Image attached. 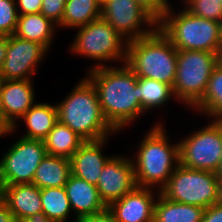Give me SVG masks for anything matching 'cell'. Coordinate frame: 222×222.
Returning <instances> with one entry per match:
<instances>
[{"label":"cell","instance_id":"obj_1","mask_svg":"<svg viewBox=\"0 0 222 222\" xmlns=\"http://www.w3.org/2000/svg\"><path fill=\"white\" fill-rule=\"evenodd\" d=\"M84 75L95 87L102 113L117 133L127 131V135L149 117L138 101L137 76L126 63L94 68Z\"/></svg>","mask_w":222,"mask_h":222},{"label":"cell","instance_id":"obj_2","mask_svg":"<svg viewBox=\"0 0 222 222\" xmlns=\"http://www.w3.org/2000/svg\"><path fill=\"white\" fill-rule=\"evenodd\" d=\"M161 114L156 116L154 123L144 130L145 132L142 131V137L138 136L139 141L135 139L129 147H124L127 152L130 151L137 187L159 191L167 184L179 165V141L176 138L178 136L173 137V133L166 125V120L169 119Z\"/></svg>","mask_w":222,"mask_h":222},{"label":"cell","instance_id":"obj_3","mask_svg":"<svg viewBox=\"0 0 222 222\" xmlns=\"http://www.w3.org/2000/svg\"><path fill=\"white\" fill-rule=\"evenodd\" d=\"M58 121L85 141H98L117 132L105 119L92 82L84 75L61 100H57Z\"/></svg>","mask_w":222,"mask_h":222},{"label":"cell","instance_id":"obj_4","mask_svg":"<svg viewBox=\"0 0 222 222\" xmlns=\"http://www.w3.org/2000/svg\"><path fill=\"white\" fill-rule=\"evenodd\" d=\"M73 31L75 34L66 50L70 56L91 61L84 73L98 67L126 63L128 41L102 17L70 32Z\"/></svg>","mask_w":222,"mask_h":222},{"label":"cell","instance_id":"obj_5","mask_svg":"<svg viewBox=\"0 0 222 222\" xmlns=\"http://www.w3.org/2000/svg\"><path fill=\"white\" fill-rule=\"evenodd\" d=\"M174 3L158 22L172 45L177 50L221 53L219 22L193 15L180 2Z\"/></svg>","mask_w":222,"mask_h":222},{"label":"cell","instance_id":"obj_6","mask_svg":"<svg viewBox=\"0 0 222 222\" xmlns=\"http://www.w3.org/2000/svg\"><path fill=\"white\" fill-rule=\"evenodd\" d=\"M126 64L137 77L154 79L173 88L177 49L157 27L149 35L127 43Z\"/></svg>","mask_w":222,"mask_h":222},{"label":"cell","instance_id":"obj_7","mask_svg":"<svg viewBox=\"0 0 222 222\" xmlns=\"http://www.w3.org/2000/svg\"><path fill=\"white\" fill-rule=\"evenodd\" d=\"M221 53L177 50V69L173 93L179 108L191 110L204 96Z\"/></svg>","mask_w":222,"mask_h":222},{"label":"cell","instance_id":"obj_8","mask_svg":"<svg viewBox=\"0 0 222 222\" xmlns=\"http://www.w3.org/2000/svg\"><path fill=\"white\" fill-rule=\"evenodd\" d=\"M199 119L203 125L200 123L195 128L190 127V132L178 137L179 164L216 173L222 157V120Z\"/></svg>","mask_w":222,"mask_h":222},{"label":"cell","instance_id":"obj_9","mask_svg":"<svg viewBox=\"0 0 222 222\" xmlns=\"http://www.w3.org/2000/svg\"><path fill=\"white\" fill-rule=\"evenodd\" d=\"M160 193L171 201L206 209L220 202L221 188L216 173L179 164Z\"/></svg>","mask_w":222,"mask_h":222},{"label":"cell","instance_id":"obj_10","mask_svg":"<svg viewBox=\"0 0 222 222\" xmlns=\"http://www.w3.org/2000/svg\"><path fill=\"white\" fill-rule=\"evenodd\" d=\"M8 137L14 138L13 142L0 155V174L5 185L31 184L37 167L47 155L44 142L21 137L13 130Z\"/></svg>","mask_w":222,"mask_h":222},{"label":"cell","instance_id":"obj_11","mask_svg":"<svg viewBox=\"0 0 222 222\" xmlns=\"http://www.w3.org/2000/svg\"><path fill=\"white\" fill-rule=\"evenodd\" d=\"M101 17L128 42L158 27V22L135 0H108L101 6Z\"/></svg>","mask_w":222,"mask_h":222},{"label":"cell","instance_id":"obj_12","mask_svg":"<svg viewBox=\"0 0 222 222\" xmlns=\"http://www.w3.org/2000/svg\"><path fill=\"white\" fill-rule=\"evenodd\" d=\"M50 52L40 43L7 36L6 58L0 71L3 80H32ZM46 59V60H45Z\"/></svg>","mask_w":222,"mask_h":222},{"label":"cell","instance_id":"obj_13","mask_svg":"<svg viewBox=\"0 0 222 222\" xmlns=\"http://www.w3.org/2000/svg\"><path fill=\"white\" fill-rule=\"evenodd\" d=\"M124 153H113L103 166L96 185L99 196L107 207L137 187L132 159L129 152Z\"/></svg>","mask_w":222,"mask_h":222},{"label":"cell","instance_id":"obj_14","mask_svg":"<svg viewBox=\"0 0 222 222\" xmlns=\"http://www.w3.org/2000/svg\"><path fill=\"white\" fill-rule=\"evenodd\" d=\"M36 82L35 79L2 81L0 112L12 127L38 101Z\"/></svg>","mask_w":222,"mask_h":222},{"label":"cell","instance_id":"obj_15","mask_svg":"<svg viewBox=\"0 0 222 222\" xmlns=\"http://www.w3.org/2000/svg\"><path fill=\"white\" fill-rule=\"evenodd\" d=\"M122 135L117 133L98 141H85L70 158L72 174L89 184L97 185L103 166L113 156L106 154L111 140ZM109 143V144H108Z\"/></svg>","mask_w":222,"mask_h":222},{"label":"cell","instance_id":"obj_16","mask_svg":"<svg viewBox=\"0 0 222 222\" xmlns=\"http://www.w3.org/2000/svg\"><path fill=\"white\" fill-rule=\"evenodd\" d=\"M160 194L153 188L136 187L107 208L117 222H153L154 205Z\"/></svg>","mask_w":222,"mask_h":222},{"label":"cell","instance_id":"obj_17","mask_svg":"<svg viewBox=\"0 0 222 222\" xmlns=\"http://www.w3.org/2000/svg\"><path fill=\"white\" fill-rule=\"evenodd\" d=\"M52 102L51 100L50 103L48 101L46 102V100H38L15 123L12 130L17 133V135H21V137L43 141L58 121L57 107L55 102Z\"/></svg>","mask_w":222,"mask_h":222},{"label":"cell","instance_id":"obj_18","mask_svg":"<svg viewBox=\"0 0 222 222\" xmlns=\"http://www.w3.org/2000/svg\"><path fill=\"white\" fill-rule=\"evenodd\" d=\"M5 203L16 219L42 220L40 188L32 183L6 185Z\"/></svg>","mask_w":222,"mask_h":222},{"label":"cell","instance_id":"obj_19","mask_svg":"<svg viewBox=\"0 0 222 222\" xmlns=\"http://www.w3.org/2000/svg\"><path fill=\"white\" fill-rule=\"evenodd\" d=\"M64 187L73 215L77 219L102 212L107 208L99 196L97 187L73 174Z\"/></svg>","mask_w":222,"mask_h":222},{"label":"cell","instance_id":"obj_20","mask_svg":"<svg viewBox=\"0 0 222 222\" xmlns=\"http://www.w3.org/2000/svg\"><path fill=\"white\" fill-rule=\"evenodd\" d=\"M59 28L41 13L18 15L15 36L42 44L50 53L56 44ZM55 43V44H54ZM52 51V52H51Z\"/></svg>","mask_w":222,"mask_h":222},{"label":"cell","instance_id":"obj_21","mask_svg":"<svg viewBox=\"0 0 222 222\" xmlns=\"http://www.w3.org/2000/svg\"><path fill=\"white\" fill-rule=\"evenodd\" d=\"M137 85L138 101L143 111L149 116L156 114L157 109V111L161 109L163 113H166L167 106H171L173 102L174 104L172 105H175L176 102L178 103L174 96L173 88L168 84L154 79L137 77Z\"/></svg>","mask_w":222,"mask_h":222},{"label":"cell","instance_id":"obj_22","mask_svg":"<svg viewBox=\"0 0 222 222\" xmlns=\"http://www.w3.org/2000/svg\"><path fill=\"white\" fill-rule=\"evenodd\" d=\"M71 174L70 159L46 155L35 171L32 184L40 189L64 187Z\"/></svg>","mask_w":222,"mask_h":222},{"label":"cell","instance_id":"obj_23","mask_svg":"<svg viewBox=\"0 0 222 222\" xmlns=\"http://www.w3.org/2000/svg\"><path fill=\"white\" fill-rule=\"evenodd\" d=\"M43 222H76L65 187L40 189Z\"/></svg>","mask_w":222,"mask_h":222},{"label":"cell","instance_id":"obj_24","mask_svg":"<svg viewBox=\"0 0 222 222\" xmlns=\"http://www.w3.org/2000/svg\"><path fill=\"white\" fill-rule=\"evenodd\" d=\"M204 211L199 206L171 201L160 193L154 205L153 222H201Z\"/></svg>","mask_w":222,"mask_h":222},{"label":"cell","instance_id":"obj_25","mask_svg":"<svg viewBox=\"0 0 222 222\" xmlns=\"http://www.w3.org/2000/svg\"><path fill=\"white\" fill-rule=\"evenodd\" d=\"M190 113L196 117L222 120V60L214 68L203 98Z\"/></svg>","mask_w":222,"mask_h":222},{"label":"cell","instance_id":"obj_26","mask_svg":"<svg viewBox=\"0 0 222 222\" xmlns=\"http://www.w3.org/2000/svg\"><path fill=\"white\" fill-rule=\"evenodd\" d=\"M43 142L47 155L61 156L70 159L84 144L85 140L67 125L57 121Z\"/></svg>","mask_w":222,"mask_h":222},{"label":"cell","instance_id":"obj_27","mask_svg":"<svg viewBox=\"0 0 222 222\" xmlns=\"http://www.w3.org/2000/svg\"><path fill=\"white\" fill-rule=\"evenodd\" d=\"M101 17V5L96 0H66L59 32L87 25Z\"/></svg>","mask_w":222,"mask_h":222},{"label":"cell","instance_id":"obj_28","mask_svg":"<svg viewBox=\"0 0 222 222\" xmlns=\"http://www.w3.org/2000/svg\"><path fill=\"white\" fill-rule=\"evenodd\" d=\"M191 14L208 20H222V0H176Z\"/></svg>","mask_w":222,"mask_h":222},{"label":"cell","instance_id":"obj_29","mask_svg":"<svg viewBox=\"0 0 222 222\" xmlns=\"http://www.w3.org/2000/svg\"><path fill=\"white\" fill-rule=\"evenodd\" d=\"M18 12L15 0H0V34L13 35L17 28Z\"/></svg>","mask_w":222,"mask_h":222},{"label":"cell","instance_id":"obj_30","mask_svg":"<svg viewBox=\"0 0 222 222\" xmlns=\"http://www.w3.org/2000/svg\"><path fill=\"white\" fill-rule=\"evenodd\" d=\"M66 0H43L40 13L56 25L62 22Z\"/></svg>","mask_w":222,"mask_h":222},{"label":"cell","instance_id":"obj_31","mask_svg":"<svg viewBox=\"0 0 222 222\" xmlns=\"http://www.w3.org/2000/svg\"><path fill=\"white\" fill-rule=\"evenodd\" d=\"M143 7L157 22L162 18L174 0H135Z\"/></svg>","mask_w":222,"mask_h":222},{"label":"cell","instance_id":"obj_32","mask_svg":"<svg viewBox=\"0 0 222 222\" xmlns=\"http://www.w3.org/2000/svg\"><path fill=\"white\" fill-rule=\"evenodd\" d=\"M18 15L40 13L43 0H15Z\"/></svg>","mask_w":222,"mask_h":222},{"label":"cell","instance_id":"obj_33","mask_svg":"<svg viewBox=\"0 0 222 222\" xmlns=\"http://www.w3.org/2000/svg\"><path fill=\"white\" fill-rule=\"evenodd\" d=\"M76 222H117L112 212L106 208L104 211L80 217Z\"/></svg>","mask_w":222,"mask_h":222},{"label":"cell","instance_id":"obj_34","mask_svg":"<svg viewBox=\"0 0 222 222\" xmlns=\"http://www.w3.org/2000/svg\"><path fill=\"white\" fill-rule=\"evenodd\" d=\"M201 222H222V203L206 208Z\"/></svg>","mask_w":222,"mask_h":222},{"label":"cell","instance_id":"obj_35","mask_svg":"<svg viewBox=\"0 0 222 222\" xmlns=\"http://www.w3.org/2000/svg\"><path fill=\"white\" fill-rule=\"evenodd\" d=\"M16 218L4 202L0 205V222H15Z\"/></svg>","mask_w":222,"mask_h":222},{"label":"cell","instance_id":"obj_36","mask_svg":"<svg viewBox=\"0 0 222 222\" xmlns=\"http://www.w3.org/2000/svg\"><path fill=\"white\" fill-rule=\"evenodd\" d=\"M11 130L12 126L4 119L3 115L0 112V140L7 139V141H10L8 139V135Z\"/></svg>","mask_w":222,"mask_h":222},{"label":"cell","instance_id":"obj_37","mask_svg":"<svg viewBox=\"0 0 222 222\" xmlns=\"http://www.w3.org/2000/svg\"><path fill=\"white\" fill-rule=\"evenodd\" d=\"M7 36L0 37V71L6 58Z\"/></svg>","mask_w":222,"mask_h":222},{"label":"cell","instance_id":"obj_38","mask_svg":"<svg viewBox=\"0 0 222 222\" xmlns=\"http://www.w3.org/2000/svg\"><path fill=\"white\" fill-rule=\"evenodd\" d=\"M5 182L0 174V205L5 202Z\"/></svg>","mask_w":222,"mask_h":222},{"label":"cell","instance_id":"obj_39","mask_svg":"<svg viewBox=\"0 0 222 222\" xmlns=\"http://www.w3.org/2000/svg\"><path fill=\"white\" fill-rule=\"evenodd\" d=\"M216 174H217V177H218L219 183H220V188H221L220 202L222 203V171H217Z\"/></svg>","mask_w":222,"mask_h":222},{"label":"cell","instance_id":"obj_40","mask_svg":"<svg viewBox=\"0 0 222 222\" xmlns=\"http://www.w3.org/2000/svg\"><path fill=\"white\" fill-rule=\"evenodd\" d=\"M219 27H220V47H221V56H222V20L219 22Z\"/></svg>","mask_w":222,"mask_h":222},{"label":"cell","instance_id":"obj_41","mask_svg":"<svg viewBox=\"0 0 222 222\" xmlns=\"http://www.w3.org/2000/svg\"><path fill=\"white\" fill-rule=\"evenodd\" d=\"M15 222H43L42 220L16 219Z\"/></svg>","mask_w":222,"mask_h":222},{"label":"cell","instance_id":"obj_42","mask_svg":"<svg viewBox=\"0 0 222 222\" xmlns=\"http://www.w3.org/2000/svg\"><path fill=\"white\" fill-rule=\"evenodd\" d=\"M101 6L106 3L108 0H96Z\"/></svg>","mask_w":222,"mask_h":222},{"label":"cell","instance_id":"obj_43","mask_svg":"<svg viewBox=\"0 0 222 222\" xmlns=\"http://www.w3.org/2000/svg\"><path fill=\"white\" fill-rule=\"evenodd\" d=\"M217 171H222V157H221L220 164H219V167H218Z\"/></svg>","mask_w":222,"mask_h":222},{"label":"cell","instance_id":"obj_44","mask_svg":"<svg viewBox=\"0 0 222 222\" xmlns=\"http://www.w3.org/2000/svg\"><path fill=\"white\" fill-rule=\"evenodd\" d=\"M2 81H3V79L0 76V88H1Z\"/></svg>","mask_w":222,"mask_h":222}]
</instances>
